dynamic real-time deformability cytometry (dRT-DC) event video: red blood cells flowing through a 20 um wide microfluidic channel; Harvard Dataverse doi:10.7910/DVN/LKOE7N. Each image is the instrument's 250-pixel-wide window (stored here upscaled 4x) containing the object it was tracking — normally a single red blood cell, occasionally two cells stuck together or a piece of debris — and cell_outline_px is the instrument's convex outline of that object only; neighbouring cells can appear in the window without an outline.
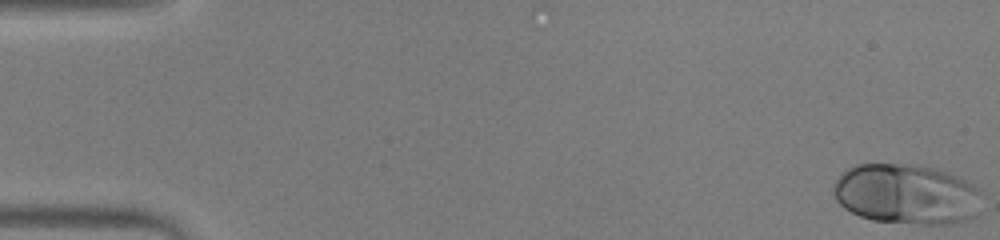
{"species": "human", "species_latin": "Homo sapiens", "temperature_condition": "warm", "stored_images_in_passage": 10, "camera_frame_rate_fps": 3000, "um_per_image_px": 0.085, "donor": {"sex": "male"}, "frame": {"image": 1, "passage_image": 1, "time_ms": 0.0, "image_size_px": [1000, 240], "cell_outline_px": [[984, 192], [980, 212], [972, 220], [948, 224], [924, 224], [872, 220], [860, 216], [844, 208], [836, 200], [832, 192], [832, 184], [848, 168], [856, 164], [916, 164], [936, 168], [948, 172], [968, 180], [980, 188]], "centroid_in_image_um": [77.14, 16.5], "position_along_channel_um": 7.9, "area_um2": 53.29}}